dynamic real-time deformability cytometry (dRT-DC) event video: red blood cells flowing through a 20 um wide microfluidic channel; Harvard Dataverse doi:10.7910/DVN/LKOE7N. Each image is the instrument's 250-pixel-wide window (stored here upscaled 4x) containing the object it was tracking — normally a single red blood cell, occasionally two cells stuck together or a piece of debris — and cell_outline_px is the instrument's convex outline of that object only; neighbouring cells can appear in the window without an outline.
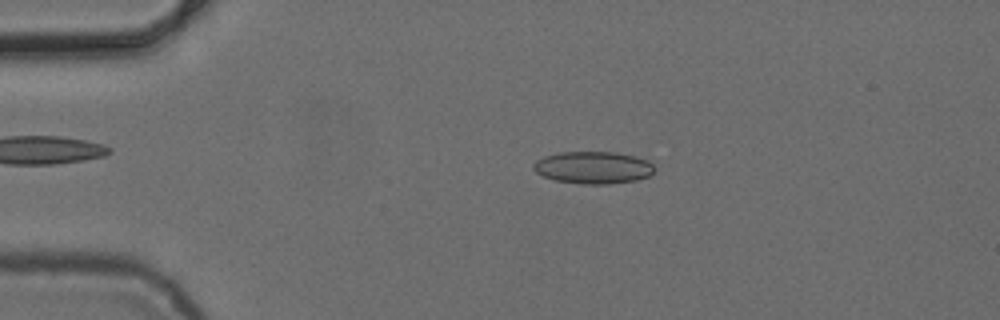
{"species": "common noctule bat (a hibernating species)", "species_latin": "Nyctalus noctula", "temperature_condition": "cold", "stored_images_in_passage": 4, "camera_frame_rate_fps": 3000, "um_per_image_px": 0.085, "animal": {"sex": "female", "body_mass_g": 24.6, "forearm_length_mm": 56.2}, "frame": {"image": 1, "passage_image": 3, "time_ms": 2.333, "image_size_px": [1000, 320], "cell_outline_px": [[656, 168], [648, 176], [636, 180], [608, 184], [580, 184], [556, 180], [544, 176], [536, 172], [532, 168], [532, 164], [536, 160], [544, 156], [560, 152], [616, 152], [636, 156], [648, 160]], "centroid_in_image_um": [50.42, 14.23], "position_along_channel_um": 34.6, "area_um2": 22.83}}